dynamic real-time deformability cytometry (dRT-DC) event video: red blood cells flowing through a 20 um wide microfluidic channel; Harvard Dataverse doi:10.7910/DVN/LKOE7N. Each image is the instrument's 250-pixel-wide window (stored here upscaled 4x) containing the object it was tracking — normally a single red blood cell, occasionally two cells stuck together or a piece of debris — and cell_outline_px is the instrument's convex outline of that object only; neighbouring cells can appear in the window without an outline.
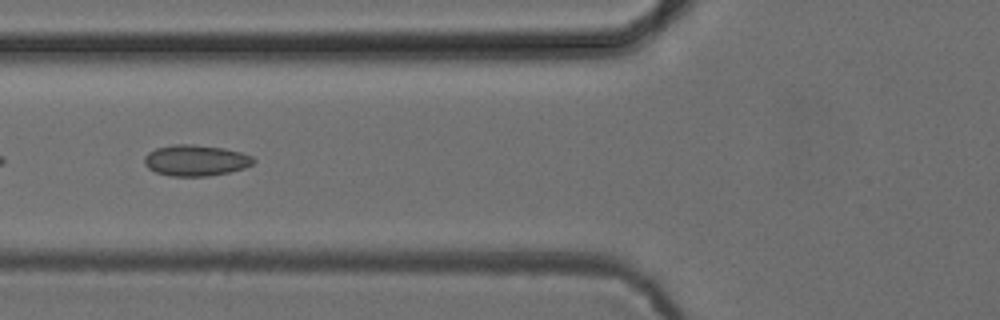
{"species": "common noctule bat (a hibernating species)", "species_latin": "Nyctalus noctula", "temperature_condition": "cold", "stored_images_in_passage": 44, "camera_frame_rate_fps": 3000, "um_per_image_px": 0.085, "animal": {"sex": "female", "body_mass_g": 24.6, "forearm_length_mm": 56.2}, "frame": {"image": 1, "passage_image": 12, "time_ms": 3.667, "image_size_px": [1000, 320], "cell_outline_px": [[256, 160], [252, 164], [244, 168], [228, 172], [208, 176], [172, 176], [156, 172], [148, 168], [144, 164], [144, 156], [148, 152], [156, 148], [172, 144], [192, 144], [224, 148], [240, 152], [252, 156]], "centroid_in_image_um": [16.61, 13.62], "position_along_channel_um": 109.2, "area_um2": 19.77}}
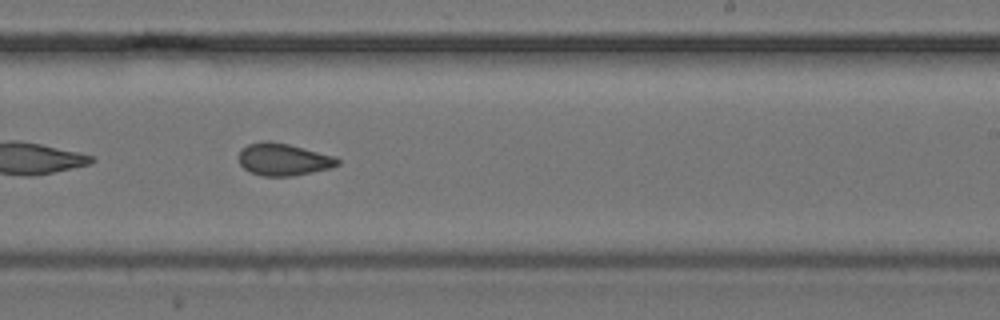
{"frame": {"image": 2, "passage_image": 24, "time_ms": 7.667, "image_size_px": [1000, 320], "cell_outline_px": [[340, 164], [332, 168], [292, 176], [260, 176], [248, 172], [240, 164], [236, 156], [240, 148], [248, 144], [260, 140], [268, 140], [288, 144], [336, 156], [340, 160]], "centroid_in_image_um": [24.04, 13.54], "position_along_channel_um": 265.0, "area_um2": 19.07}}
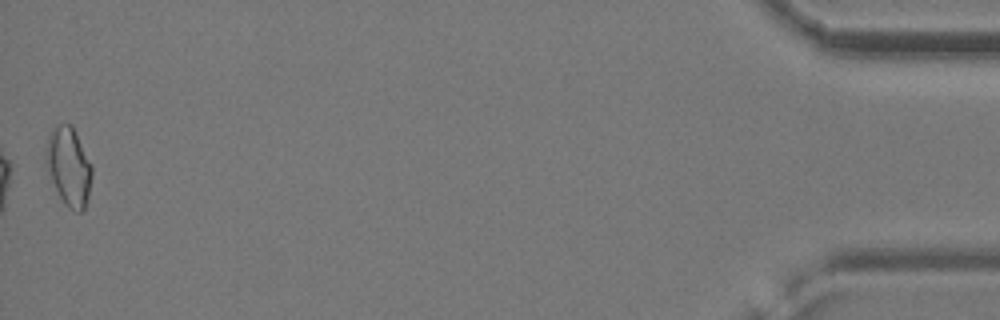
{"frame": {"image": 3, "passage_image": 44, "time_ms": 14.333, "image_size_px": [1000, 320], "cell_outline_px": [[92, 176], [88, 196], [84, 208], [80, 212], [76, 212], [68, 208], [64, 204], [52, 180], [44, 160], [44, 156], [48, 136], [52, 128], [60, 124], [72, 124], [92, 164]], "centroid_in_image_um": [5.84, 14.13], "position_along_channel_um": 429.4, "area_um2": 21.1}, "authors_computed_cell_mechanics": {"area_um2": 18.9584, "velocity_mm_per_s": 3.8927, "shape_relaxation_time_tau1_ms": null, "shape_relaxation_time_tau2_ms": 1.6248, "deformation_change_tau1": null, "deformation_change_tau2": 0.0764}}